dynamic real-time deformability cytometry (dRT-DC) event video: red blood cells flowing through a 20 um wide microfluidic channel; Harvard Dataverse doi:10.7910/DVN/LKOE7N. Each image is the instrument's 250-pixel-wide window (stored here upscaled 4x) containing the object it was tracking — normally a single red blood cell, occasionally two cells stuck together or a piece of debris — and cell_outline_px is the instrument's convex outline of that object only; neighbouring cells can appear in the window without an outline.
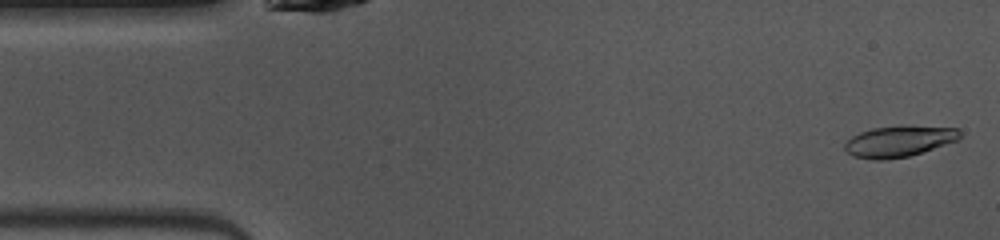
{"species": "common noctule bat (a hibernating species)", "species_latin": "Nyctalus noctula", "temperature_condition": "warm", "stored_images_in_passage": 47, "camera_frame_rate_fps": 3000, "um_per_image_px": 0.085, "animal": {"sex": "female", "body_mass_g": 10.0, "forearm_length_mm": 53.1}, "frame": {"image": 1, "passage_image": 1, "time_ms": 0.0, "image_size_px": [1000, 240], "cell_outline_px": [[960, 140], [908, 156], [884, 160], [872, 160], [852, 156], [844, 148], [844, 144], [852, 136], [860, 132], [872, 128], [956, 128], [960, 132]], "centroid_in_image_um": [76.35, 12.06], "position_along_channel_um": 8.6, "area_um2": 19.94}}
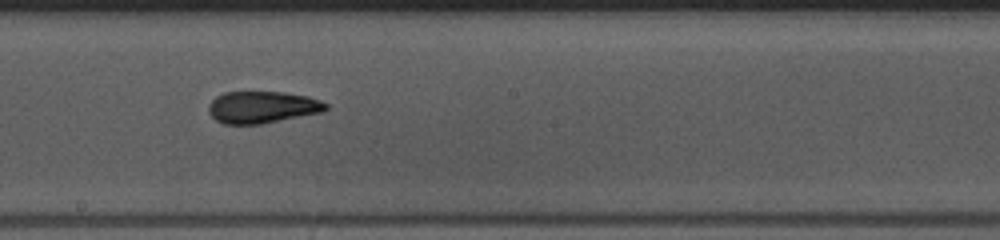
{"frame": {"image": 2, "passage_image": 24, "time_ms": 7.667, "image_size_px": [1000, 240], "cell_outline_px": [[328, 108], [324, 112], [260, 124], [224, 124], [216, 120], [208, 112], [208, 104], [216, 96], [224, 92], [284, 92], [308, 96], [320, 100], [328, 104]], "centroid_in_image_um": [22.3, 9.11], "position_along_channel_um": 225.9, "area_um2": 21.96}}
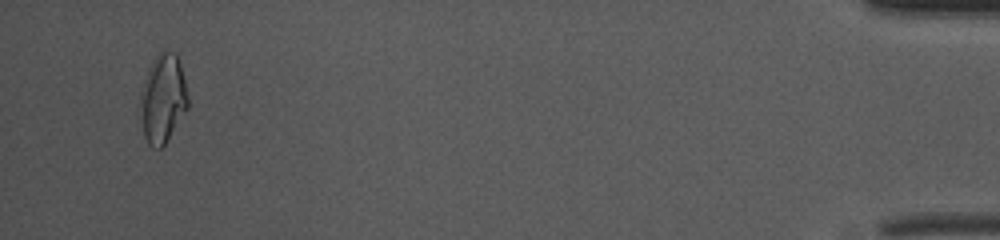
{"frame": {"image": 3, "passage_image": 45, "time_ms": 14.667, "image_size_px": [1000, 240], "cell_outline_px": [[188, 108], [164, 144], [160, 148], [152, 148], [148, 144], [144, 136], [140, 100], [140, 92], [148, 68], [152, 60], [160, 52], [176, 52], [180, 64], [188, 92]], "centroid_in_image_um": [13.85, 8.37], "position_along_channel_um": 421.4, "area_um2": 24.39}, "authors_computed_cell_mechanics": {"area_um2": 21.675, "velocity_mm_per_s": 4.0601, "shape_relaxation_time_tau1_ms": 7.8765, "shape_relaxation_time_tau2_ms": 2.5449, "deformation_change_tau1": 0.2086, "deformation_change_tau2": 0.0928}}